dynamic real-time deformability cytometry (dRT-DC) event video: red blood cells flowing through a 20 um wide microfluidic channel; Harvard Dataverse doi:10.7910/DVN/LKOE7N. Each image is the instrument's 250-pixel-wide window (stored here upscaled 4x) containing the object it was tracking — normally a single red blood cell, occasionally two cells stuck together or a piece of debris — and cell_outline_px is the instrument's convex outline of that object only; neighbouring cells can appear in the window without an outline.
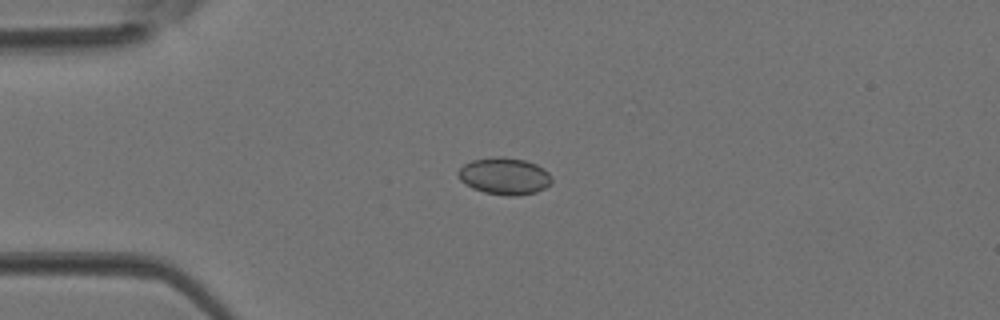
{"species": "Egyptian fruit bat (a non-hibernating species)", "species_latin": "Rousettus aegyptiacus", "temperature_condition": "room temperature", "stored_images_in_passage": 4, "camera_frame_rate_fps": 3000, "um_per_image_px": 0.085, "animal": {"sex": "female"}, "frame": {"image": 1, "passage_image": 3, "time_ms": 0.667, "image_size_px": [1000, 320], "cell_outline_px": [[552, 184], [536, 192], [516, 196], [508, 196], [484, 192], [472, 188], [464, 184], [460, 180], [456, 172], [464, 164], [472, 160], [496, 156], [500, 156], [524, 160], [536, 164], [544, 168], [552, 176]], "centroid_in_image_um": [42.88, 14.97], "position_along_channel_um": 42.1, "area_um2": 20.35}}